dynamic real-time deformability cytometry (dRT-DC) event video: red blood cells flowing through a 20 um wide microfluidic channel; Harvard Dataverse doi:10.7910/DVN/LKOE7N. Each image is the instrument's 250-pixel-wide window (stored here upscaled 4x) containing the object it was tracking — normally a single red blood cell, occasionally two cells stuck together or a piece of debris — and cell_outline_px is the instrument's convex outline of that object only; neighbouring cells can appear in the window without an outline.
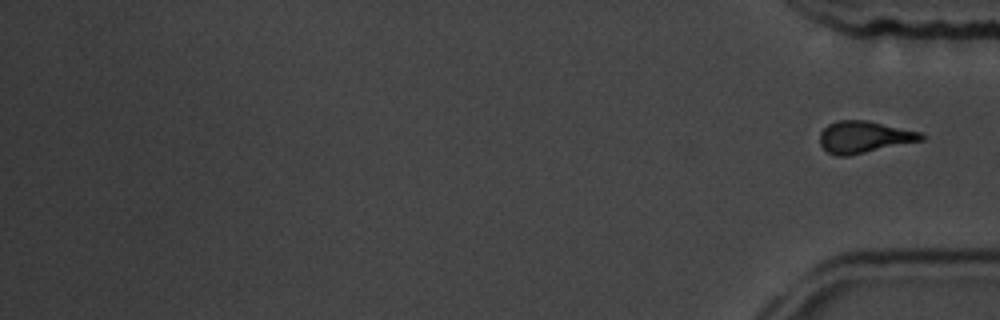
{"species": "common noctule bat (a hibernating species)", "species_latin": "Nyctalus noctula", "temperature_condition": "room temperature", "stored_images_in_passage": 18, "segment_of_instrument_passage": [2, 2], "camera_frame_rate_fps": 3000, "um_per_image_px": 0.085, "animal": {"sex": "male", "body_mass_g": 19.5, "forearm_length_mm": 54.6}, "frame": {"image": 1, "passage_image": 18, "time_ms": 19.667, "image_size_px": [1000, 320], "cell_outline_px": [[924, 140], [848, 156], [836, 156], [828, 152], [820, 144], [820, 132], [828, 124], [836, 120], [868, 120], [920, 132], [924, 136]], "centroid_in_image_um": [73.43, 11.64], "position_along_channel_um": 361.8, "area_um2": 18.84}}